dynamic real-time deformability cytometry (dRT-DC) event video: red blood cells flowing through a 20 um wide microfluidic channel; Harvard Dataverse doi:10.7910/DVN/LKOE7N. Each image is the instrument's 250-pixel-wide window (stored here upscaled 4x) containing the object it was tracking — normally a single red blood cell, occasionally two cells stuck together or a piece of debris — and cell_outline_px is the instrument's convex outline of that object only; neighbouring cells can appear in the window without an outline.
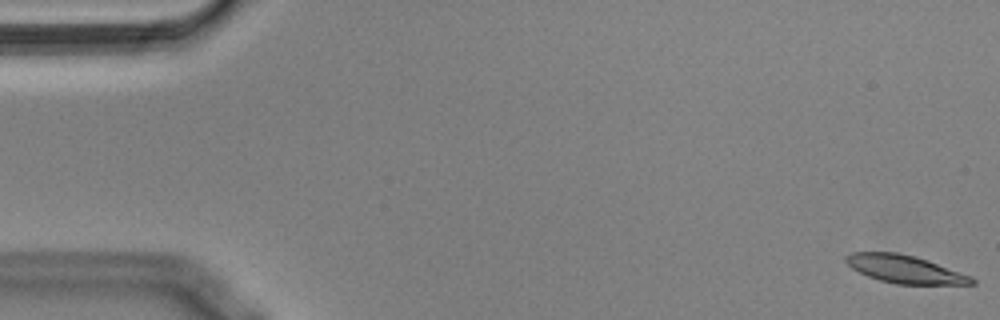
{"species": "Egyptian fruit bat (a non-hibernating species)", "species_latin": "Rousettus aegyptiacus", "temperature_condition": "cold", "stored_images_in_passage": 9, "camera_frame_rate_fps": 3000, "um_per_image_px": 0.085, "animal": {"sex": "male"}, "frame": {"image": 1, "passage_image": 1, "time_ms": 0.0, "image_size_px": [1000, 320], "cell_outline_px": [[976, 284], [896, 284], [880, 280], [868, 276], [852, 268], [844, 260], [844, 256], [852, 252], [896, 252], [916, 256], [928, 260], [972, 276], [976, 280]], "centroid_in_image_um": [76.93, 22.87], "position_along_channel_um": 8.1, "area_um2": 20.46}}